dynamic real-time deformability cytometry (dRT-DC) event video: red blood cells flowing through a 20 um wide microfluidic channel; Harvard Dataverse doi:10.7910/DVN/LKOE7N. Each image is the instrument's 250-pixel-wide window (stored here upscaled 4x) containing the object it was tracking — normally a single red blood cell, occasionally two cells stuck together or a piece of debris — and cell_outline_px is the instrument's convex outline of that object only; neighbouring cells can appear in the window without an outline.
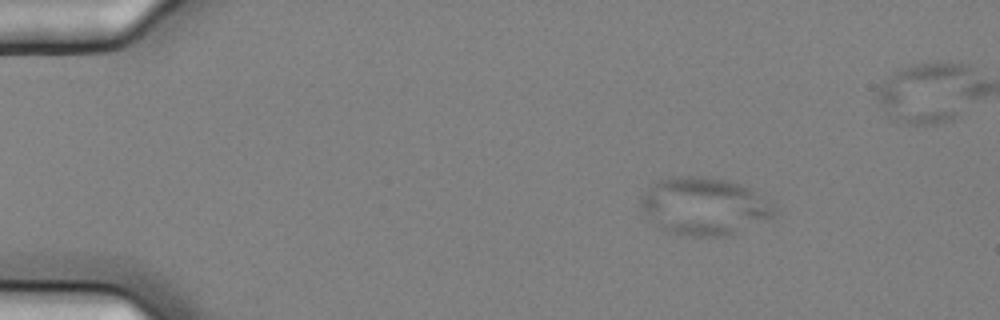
{"species": "common noctule bat (a hibernating species)", "species_latin": "Nyctalus noctula", "temperature_condition": "cold", "stored_images_in_passage": 46, "camera_frame_rate_fps": 3000, "um_per_image_px": 0.085, "animal": {"sex": "female", "body_mass_g": 25.1}, "frame": {"image": 1, "passage_image": 1, "time_ms": 0.0, "image_size_px": [1000, 320], "cell_outline_px": [[776, 212], [772, 216], [728, 236], [696, 236], [676, 232], [660, 228], [640, 208], [640, 196], [656, 180], [676, 176], [704, 176], [728, 180], [744, 184], [772, 208]], "centroid_in_image_um": [59.77, 17.5], "position_along_channel_um": 25.2, "area_um2": 43.81}}
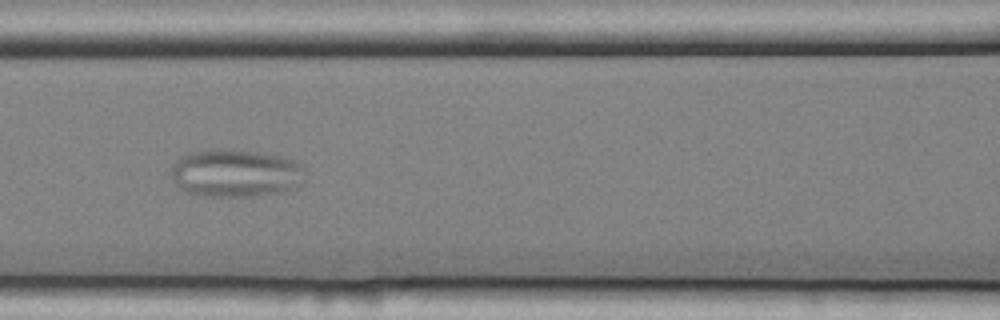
{"frame": {"image": 2, "passage_image": 18, "time_ms": 5.667, "image_size_px": [1000, 320], "cell_outline_px": [[300, 168], [288, 188], [280, 192], [252, 196], [200, 196], [188, 192], [172, 176], [172, 168], [176, 160], [180, 156], [192, 152], [216, 148], [224, 148], [256, 152], [284, 156], [300, 164]], "centroid_in_image_um": [19.88, 14.68], "position_along_channel_um": 146.7, "area_um2": 35.84}}
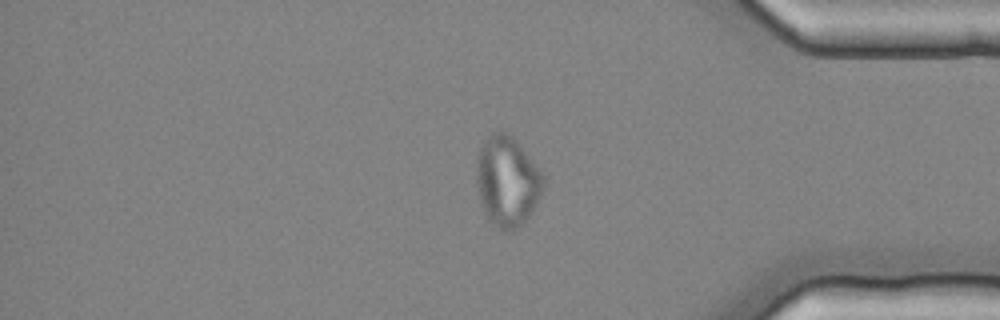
{"frame": {"image": 3, "passage_image": 40, "time_ms": 13.0, "image_size_px": [1000, 320], "cell_outline_px": [[544, 188], [536, 204], [524, 224], [512, 232], [504, 232], [488, 220], [484, 212], [476, 188], [476, 160], [480, 144], [492, 132], [504, 132], [512, 136], [520, 144], [544, 176]], "centroid_in_image_um": [43.09, 15.43], "position_along_channel_um": 392.1, "area_um2": 35.6}}